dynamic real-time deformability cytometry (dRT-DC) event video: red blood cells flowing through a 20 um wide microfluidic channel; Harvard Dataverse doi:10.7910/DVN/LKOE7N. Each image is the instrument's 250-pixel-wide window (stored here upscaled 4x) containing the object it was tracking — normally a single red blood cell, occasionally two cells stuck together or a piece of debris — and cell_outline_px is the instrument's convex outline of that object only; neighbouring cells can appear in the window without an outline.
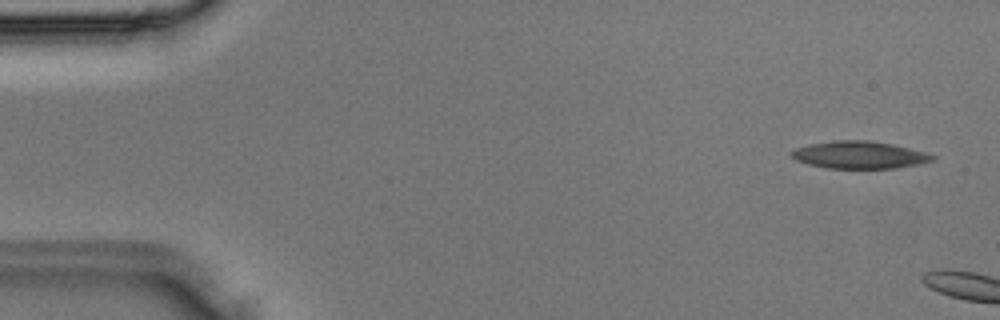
{"species": "Egyptian fruit bat (a non-hibernating species)", "species_latin": "Rousettus aegyptiacus", "temperature_condition": "room temperature", "stored_images_in_passage": 4, "camera_frame_rate_fps": 3000, "um_per_image_px": 0.085, "animal": {"sex": "male"}, "frame": {"image": 1, "passage_image": 2, "time_ms": 0.333, "image_size_px": [1000, 320], "cell_outline_px": [[936, 160], [896, 168], [828, 168], [808, 164], [796, 160], [792, 156], [792, 152], [796, 148], [812, 144], [836, 140], [868, 140], [892, 144], [924, 152], [936, 156]], "centroid_in_image_um": [73.07, 13.17], "position_along_channel_um": 11.9, "area_um2": 22.14}}